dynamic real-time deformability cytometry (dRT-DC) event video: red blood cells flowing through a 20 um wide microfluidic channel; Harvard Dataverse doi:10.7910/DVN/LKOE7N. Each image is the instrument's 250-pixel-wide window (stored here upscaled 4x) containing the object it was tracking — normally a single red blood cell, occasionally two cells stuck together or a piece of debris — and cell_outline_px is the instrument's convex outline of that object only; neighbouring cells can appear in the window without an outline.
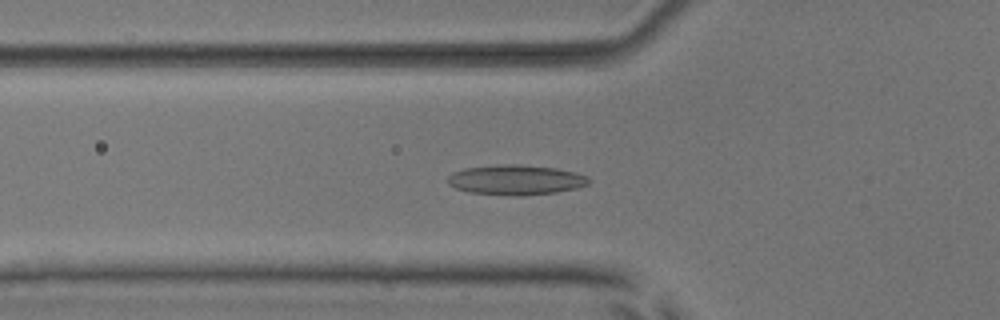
{"species": "common noctule bat (a hibernating species)", "species_latin": "Nyctalus noctula", "temperature_condition": "room temperature", "stored_images_in_passage": 54, "camera_frame_rate_fps": 3000, "um_per_image_px": 0.085, "animal": {"sex": "male", "body_mass_g": 17.9, "forearm_length_mm": 54.2}, "frame": {"image": 1, "passage_image": 19, "time_ms": 6.0, "image_size_px": [1000, 320], "cell_outline_px": [[592, 180], [588, 184], [576, 188], [556, 192], [512, 196], [468, 192], [456, 188], [448, 184], [448, 176], [452, 172], [464, 168], [508, 164], [520, 164], [556, 168], [576, 172], [588, 176]], "centroid_in_image_um": [43.86, 15.28], "position_along_channel_um": 81.9, "area_um2": 24.68}}
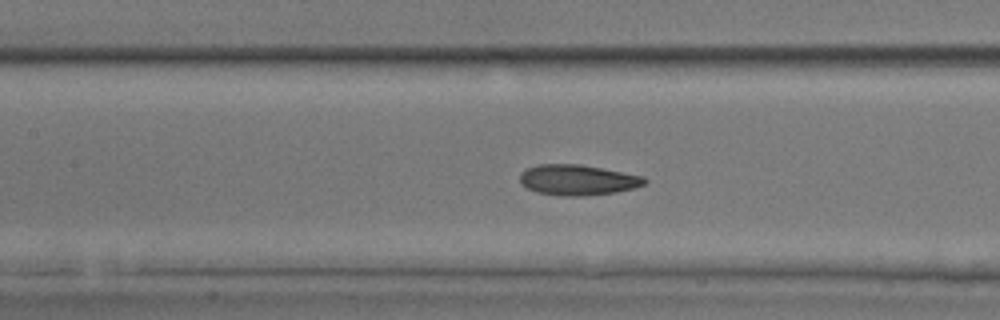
{"frame": {"image": 2, "passage_image": 25, "time_ms": 8.0, "image_size_px": [1000, 320], "cell_outline_px": [[648, 180], [644, 184], [636, 188], [616, 192], [580, 196], [560, 196], [536, 192], [520, 184], [520, 172], [524, 168], [540, 164], [580, 164], [644, 176]], "centroid_in_image_um": [49.08, 15.29], "position_along_channel_um": 158.3, "area_um2": 22.37}}
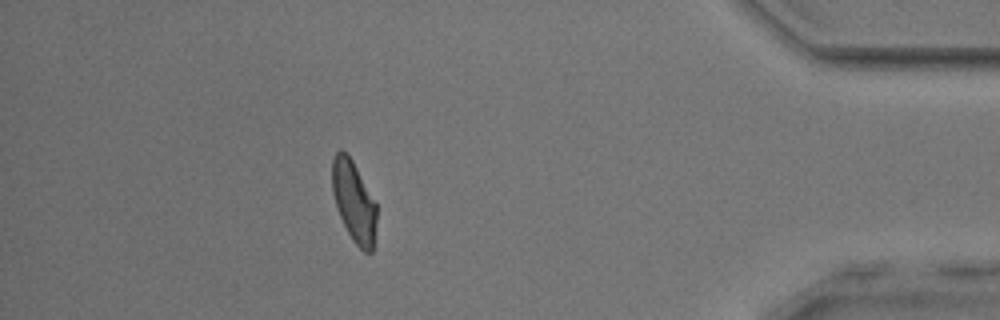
{"frame": {"image": 3, "passage_image": 48, "time_ms": 15.667, "image_size_px": [1000, 320], "cell_outline_px": [[376, 224], [372, 252], [364, 252], [352, 240], [336, 208], [332, 192], [332, 160], [336, 152], [340, 148], [348, 152], [376, 204]], "centroid_in_image_um": [30.06, 17.09], "position_along_channel_um": 405.1, "area_um2": 20.92}, "authors_computed_cell_mechanics": {"area_um2": 22.1952, "velocity_mm_per_s": 3.7985, "shape_relaxation_time_tau1_ms": 5.9446, "shape_relaxation_time_tau2_ms": 2.127, "deformation_change_tau1": 0.1528, "deformation_change_tau2": 0.0921}}